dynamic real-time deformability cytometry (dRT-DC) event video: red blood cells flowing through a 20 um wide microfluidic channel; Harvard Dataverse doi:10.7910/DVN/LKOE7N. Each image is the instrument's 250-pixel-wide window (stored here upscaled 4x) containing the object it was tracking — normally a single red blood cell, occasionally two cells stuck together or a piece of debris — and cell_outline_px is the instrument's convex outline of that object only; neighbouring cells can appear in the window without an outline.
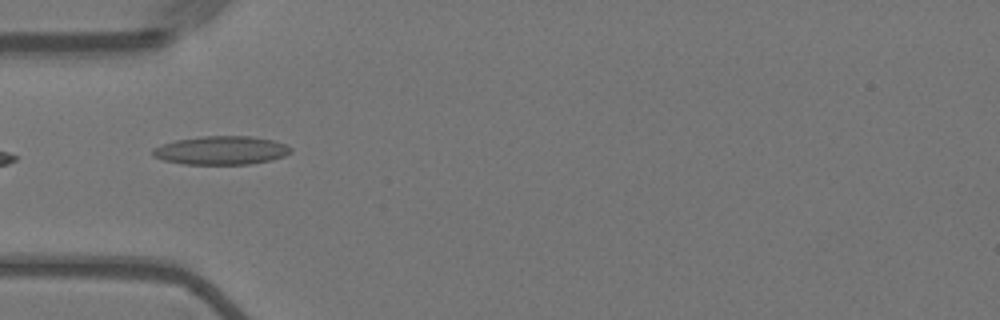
{"species": "Egyptian fruit bat (a non-hibernating species)", "species_latin": "Rousettus aegyptiacus", "temperature_condition": "warm", "stored_images_in_passage": 37, "camera_frame_rate_fps": 3000, "um_per_image_px": 0.085, "animal": {"sex": "female"}, "frame": {"image": 1, "passage_image": 2, "time_ms": 0.333, "image_size_px": [1000, 320], "cell_outline_px": [[292, 152], [284, 156], [272, 160], [248, 164], [184, 164], [164, 160], [152, 156], [152, 148], [176, 140], [204, 136], [252, 136], [272, 140], [284, 144], [292, 148]], "centroid_in_image_um": [18.81, 12.78], "position_along_channel_um": 66.2, "area_um2": 22.89}}
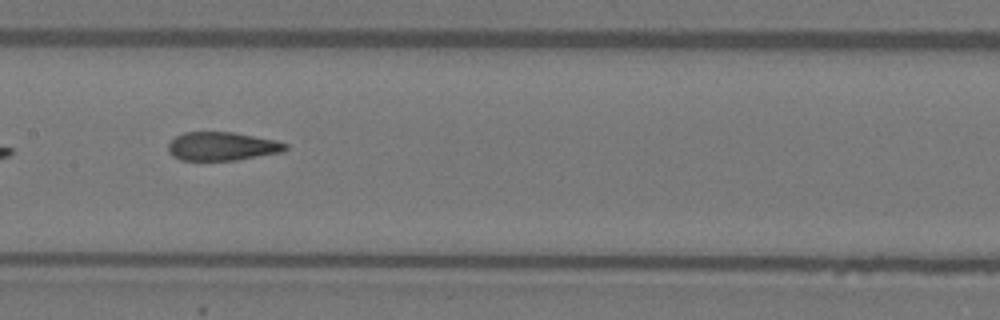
{"frame": {"image": 2, "passage_image": 12, "time_ms": 3.667, "image_size_px": [1000, 320], "cell_outline_px": [[288, 148], [280, 152], [236, 160], [180, 160], [172, 156], [168, 152], [168, 144], [176, 136], [184, 132], [232, 132], [276, 140], [288, 144]], "centroid_in_image_um": [18.85, 12.43], "position_along_channel_um": 188.6, "area_um2": 19.42}}
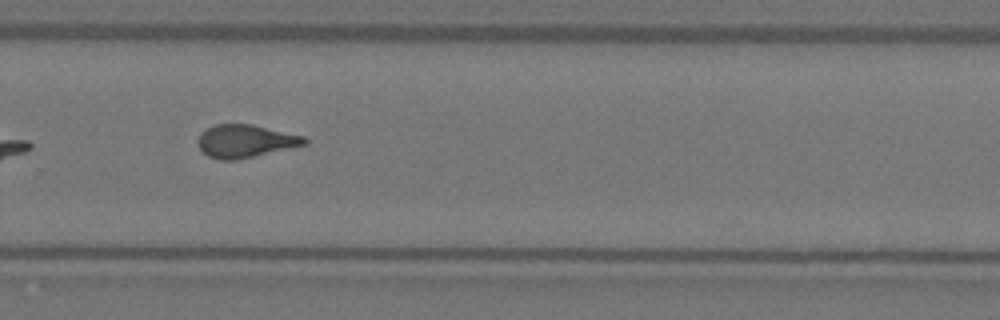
{"frame": {"image": 3, "passage_image": 22, "time_ms": 7.0, "image_size_px": [1000, 320], "cell_outline_px": [[308, 144], [236, 160], [220, 160], [208, 156], [200, 148], [196, 140], [200, 132], [216, 124], [252, 124], [304, 136], [308, 140]], "centroid_in_image_um": [20.84, 11.99], "position_along_channel_um": 309.0, "area_um2": 20.4}, "authors_computed_cell_mechanics": {"area_um2": 20.1722, "velocity_mm_per_s": 3.6242, "shape_relaxation_time_tau1_ms": null, "shape_relaxation_time_tau2_ms": 1.4803, "deformation_change_tau1": null, "deformation_change_tau2": 0.0936}}